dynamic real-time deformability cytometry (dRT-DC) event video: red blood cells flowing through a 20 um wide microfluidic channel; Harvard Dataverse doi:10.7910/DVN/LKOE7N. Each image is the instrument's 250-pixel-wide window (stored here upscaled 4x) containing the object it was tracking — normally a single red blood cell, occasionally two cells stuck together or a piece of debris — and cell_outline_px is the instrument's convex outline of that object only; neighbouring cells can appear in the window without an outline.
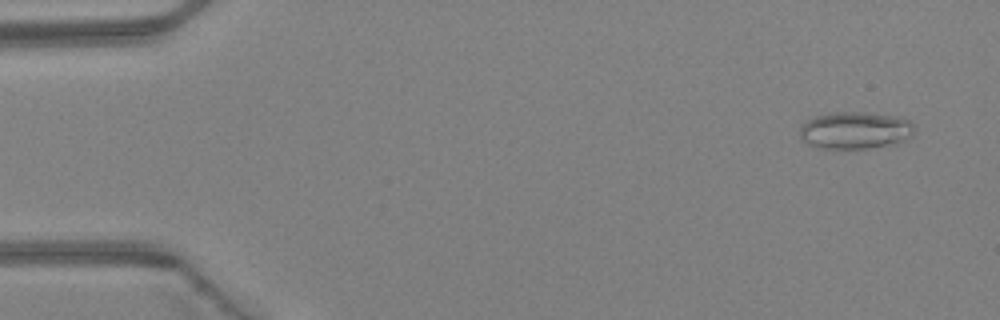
{"species": "Egyptian fruit bat (a non-hibernating species)", "species_latin": "Rousettus aegyptiacus", "temperature_condition": "warm", "stored_images_in_passage": 4, "camera_frame_rate_fps": 3000, "um_per_image_px": 0.085, "animal": {"sex": "female"}, "frame": {"image": 1, "passage_image": 1, "time_ms": 0.0, "image_size_px": [1000, 320], "cell_outline_px": [[912, 136], [896, 144], [868, 148], [820, 148], [808, 144], [800, 136], [800, 128], [808, 120], [816, 116], [832, 112], [860, 112], [900, 116], [908, 120], [912, 124]], "centroid_in_image_um": [72.7, 11.07], "position_along_channel_um": 12.3, "area_um2": 24.68}}